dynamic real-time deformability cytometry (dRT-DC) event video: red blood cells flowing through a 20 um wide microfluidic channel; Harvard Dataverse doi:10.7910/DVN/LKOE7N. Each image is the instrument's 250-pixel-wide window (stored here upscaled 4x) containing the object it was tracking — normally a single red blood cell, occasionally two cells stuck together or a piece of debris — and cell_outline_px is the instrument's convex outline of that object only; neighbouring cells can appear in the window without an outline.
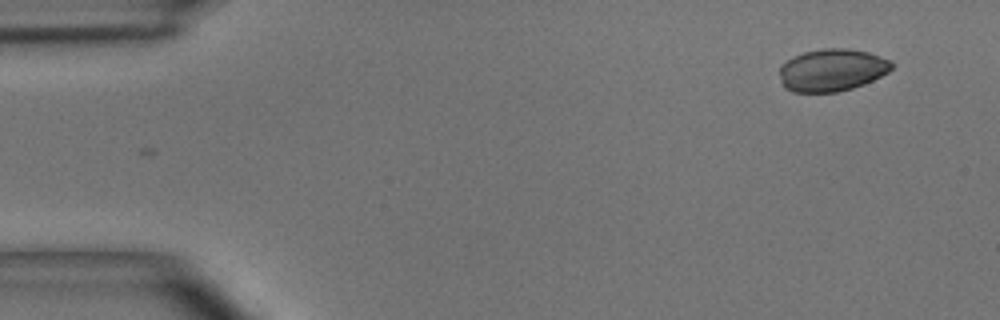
{"species": "common noctule bat (a hibernating species)", "species_latin": "Nyctalus noctula", "temperature_condition": "room temperature", "stored_images_in_passage": 2, "camera_frame_rate_fps": 3000, "um_per_image_px": 0.085, "animal": {"sex": "male", "body_mass_g": 15.6}, "frame": {"image": 1, "passage_image": 2, "time_ms": 0.333, "image_size_px": [1000, 320], "cell_outline_px": [[896, 64], [888, 72], [864, 84], [852, 88], [836, 92], [792, 92], [784, 88], [780, 76], [780, 68], [792, 56], [804, 52], [824, 48], [848, 48], [868, 52], [880, 56]], "centroid_in_image_um": [70.72, 5.95], "position_along_channel_um": 14.3, "area_um2": 27.69}}